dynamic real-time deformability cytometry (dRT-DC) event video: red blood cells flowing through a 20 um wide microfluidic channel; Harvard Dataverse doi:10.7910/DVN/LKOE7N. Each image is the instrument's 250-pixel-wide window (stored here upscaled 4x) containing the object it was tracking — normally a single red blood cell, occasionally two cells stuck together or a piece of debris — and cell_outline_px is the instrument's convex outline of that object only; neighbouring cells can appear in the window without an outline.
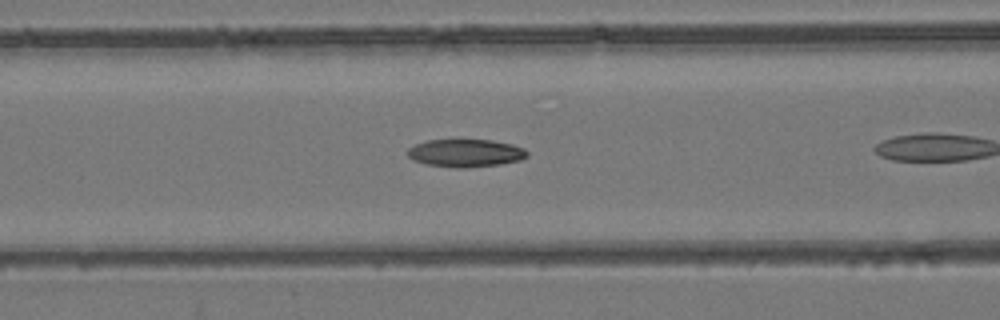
{"species": "common noctule bat (a hibernating species)", "species_latin": "Nyctalus noctula", "temperature_condition": "room temperature", "stored_images_in_passage": 24, "camera_frame_rate_fps": 3000, "um_per_image_px": 0.085, "animal": {"sex": "female", "body_mass_g": 24.6, "forearm_length_mm": 56.2}, "frame": {"image": 1, "passage_image": 8, "time_ms": 2.333, "image_size_px": [1000, 320], "cell_outline_px": [[528, 156], [520, 160], [500, 164], [464, 168], [456, 168], [428, 164], [412, 160], [408, 156], [408, 148], [416, 144], [428, 140], [492, 140], [512, 144], [524, 148], [528, 152]], "centroid_in_image_um": [39.59, 13.01], "position_along_channel_um": 127.0, "area_um2": 19.31}}
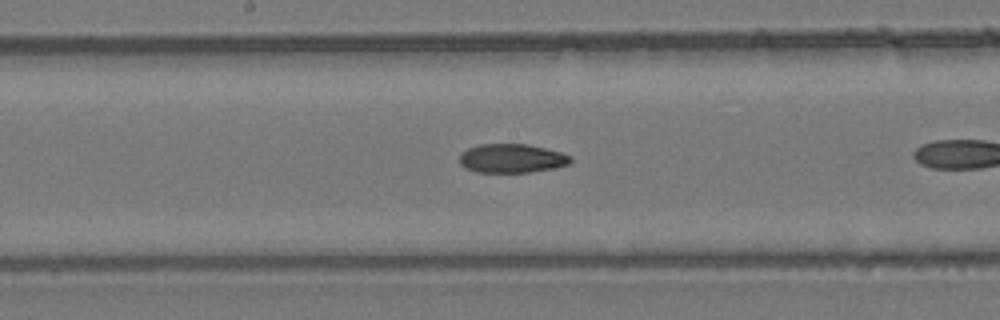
{"frame": {"image": 2, "passage_image": 14, "time_ms": 4.333, "image_size_px": [1000, 320], "cell_outline_px": [[572, 160], [568, 164], [556, 168], [528, 172], [476, 172], [464, 168], [460, 164], [460, 152], [468, 148], [480, 144], [528, 144], [560, 152], [572, 156]], "centroid_in_image_um": [43.48, 13.46], "position_along_channel_um": 204.7, "area_um2": 18.79}}
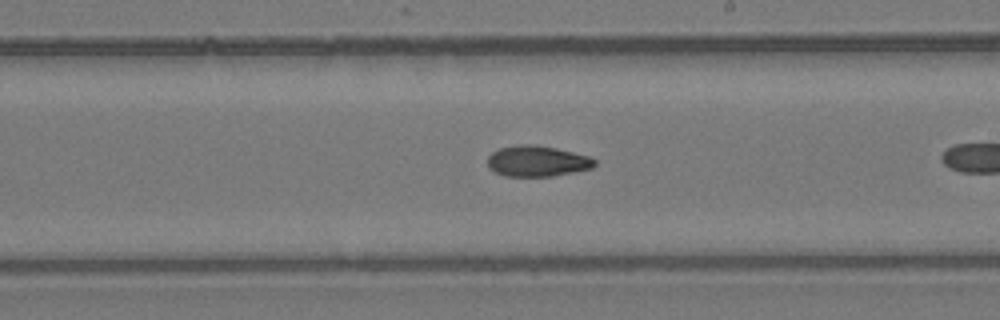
{"frame": {"image": 3, "passage_image": 17, "time_ms": 5.333, "image_size_px": [1000, 320], "cell_outline_px": [[596, 164], [592, 168], [552, 176], [504, 176], [488, 168], [488, 156], [492, 152], [500, 148], [520, 144], [536, 144], [556, 148], [588, 156], [596, 160]], "centroid_in_image_um": [45.64, 13.69], "position_along_channel_um": 243.4, "area_um2": 19.19}}